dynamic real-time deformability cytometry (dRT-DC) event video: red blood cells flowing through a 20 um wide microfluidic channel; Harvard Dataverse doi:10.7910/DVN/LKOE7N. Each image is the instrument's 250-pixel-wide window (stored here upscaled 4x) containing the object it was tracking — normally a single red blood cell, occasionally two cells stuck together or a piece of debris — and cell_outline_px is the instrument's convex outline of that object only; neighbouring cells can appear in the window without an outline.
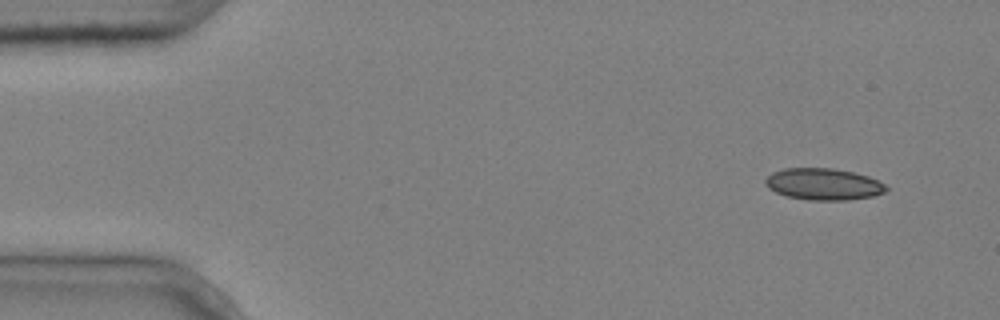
{"species": "common noctule bat (a hibernating species)", "species_latin": "Nyctalus noctula", "temperature_condition": "cold", "stored_images_in_passage": 5, "segment_of_instrument_passage": [2, 2], "camera_frame_rate_fps": 3000, "um_per_image_px": 0.085, "animal": {"sex": "male", "body_mass_g": 20.4}, "frame": {"image": 1, "passage_image": 5, "time_ms": 1.333, "image_size_px": [1000, 320], "cell_outline_px": [[888, 188], [884, 192], [872, 196], [848, 200], [808, 200], [788, 196], [776, 192], [768, 188], [764, 184], [764, 180], [772, 172], [784, 168], [832, 168], [852, 172], [868, 176], [884, 184]], "centroid_in_image_um": [69.96, 15.65], "position_along_channel_um": 15.0, "area_um2": 22.2}}